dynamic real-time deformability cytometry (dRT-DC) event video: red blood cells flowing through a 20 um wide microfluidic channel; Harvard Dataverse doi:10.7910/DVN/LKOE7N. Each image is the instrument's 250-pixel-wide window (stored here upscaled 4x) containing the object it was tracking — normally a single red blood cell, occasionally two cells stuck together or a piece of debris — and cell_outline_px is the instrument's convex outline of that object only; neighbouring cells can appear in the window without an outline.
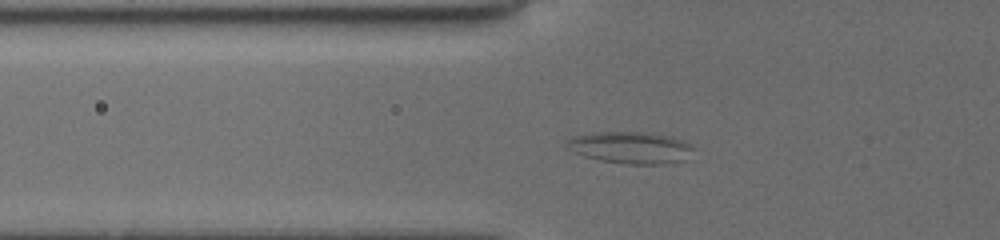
{"species": "common noctule bat (a hibernating species)", "species_latin": "Nyctalus noctula", "temperature_condition": "cold", "stored_images_in_passage": 4, "camera_frame_rate_fps": 3000, "um_per_image_px": 0.085, "animal": {"sex": "female", "body_mass_g": 19.5, "forearm_length_mm": 54.1}, "frame": {"image": 1, "passage_image": 3, "time_ms": 2.333, "image_size_px": [1000, 240], "cell_outline_px": [[696, 148], [680, 160], [664, 164], [628, 164], [600, 160], [584, 156], [564, 148], [568, 140], [572, 136], [592, 132], [652, 132], [672, 136], [684, 140]], "centroid_in_image_um": [53.56, 12.52], "position_along_channel_um": 72.2, "area_um2": 23.64}}